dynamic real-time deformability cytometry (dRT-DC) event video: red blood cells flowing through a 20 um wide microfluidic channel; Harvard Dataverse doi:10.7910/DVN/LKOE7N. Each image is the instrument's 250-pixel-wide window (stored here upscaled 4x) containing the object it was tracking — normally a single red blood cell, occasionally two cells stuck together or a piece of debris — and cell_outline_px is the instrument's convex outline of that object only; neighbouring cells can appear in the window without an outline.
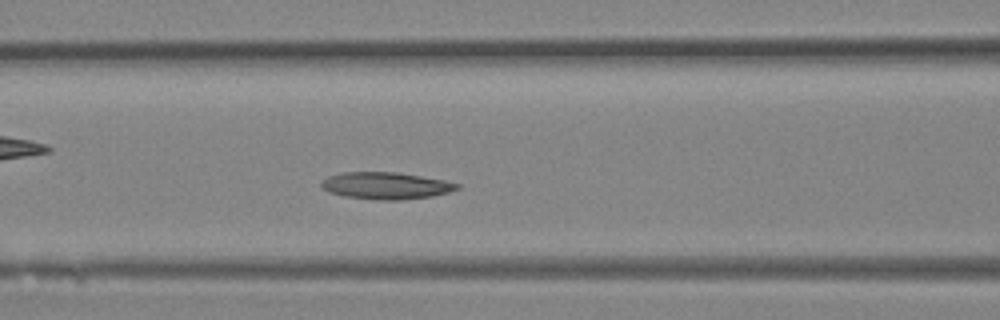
{"species": "Egyptian fruit bat (a non-hibernating species)", "species_latin": "Rousettus aegyptiacus", "temperature_condition": "room temperature", "stored_images_in_passage": 25, "camera_frame_rate_fps": 3000, "um_per_image_px": 0.085, "animal": {"sex": "female"}, "frame": {"image": 1, "passage_image": 4, "time_ms": 1.0, "image_size_px": [1000, 320], "cell_outline_px": [[460, 188], [448, 192], [432, 196], [400, 200], [380, 200], [344, 196], [328, 192], [320, 188], [320, 184], [328, 176], [340, 172], [396, 172], [444, 180], [460, 184]], "centroid_in_image_um": [32.77, 15.78], "position_along_channel_um": 133.8, "area_um2": 21.33}}
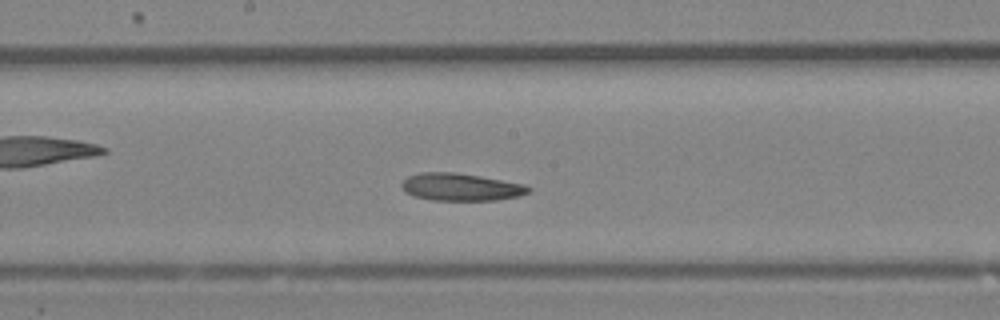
{"frame": {"image": 2, "passage_image": 8, "time_ms": 2.333, "image_size_px": [1000, 320], "cell_outline_px": [[532, 188], [528, 192], [520, 196], [496, 200], [432, 200], [412, 196], [404, 192], [400, 184], [408, 176], [420, 172], [456, 172], [480, 176], [524, 184]], "centroid_in_image_um": [39.14, 15.89], "position_along_channel_um": 209.1, "area_um2": 20.4}}
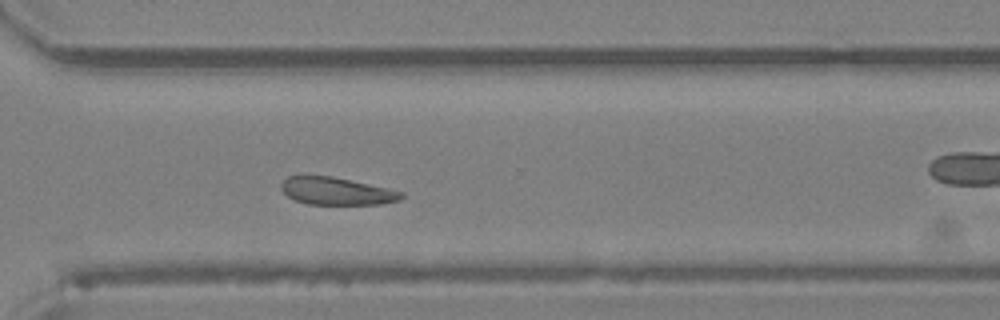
{"frame": {"image": 3, "passage_image": 15, "time_ms": 4.667, "image_size_px": [1000, 320], "cell_outline_px": [[404, 196], [400, 200], [380, 204], [308, 204], [296, 200], [288, 196], [280, 188], [280, 184], [288, 176], [332, 176], [388, 188], [404, 192]], "centroid_in_image_um": [28.62, 16.24], "position_along_channel_um": 342.0, "area_um2": 19.13}}